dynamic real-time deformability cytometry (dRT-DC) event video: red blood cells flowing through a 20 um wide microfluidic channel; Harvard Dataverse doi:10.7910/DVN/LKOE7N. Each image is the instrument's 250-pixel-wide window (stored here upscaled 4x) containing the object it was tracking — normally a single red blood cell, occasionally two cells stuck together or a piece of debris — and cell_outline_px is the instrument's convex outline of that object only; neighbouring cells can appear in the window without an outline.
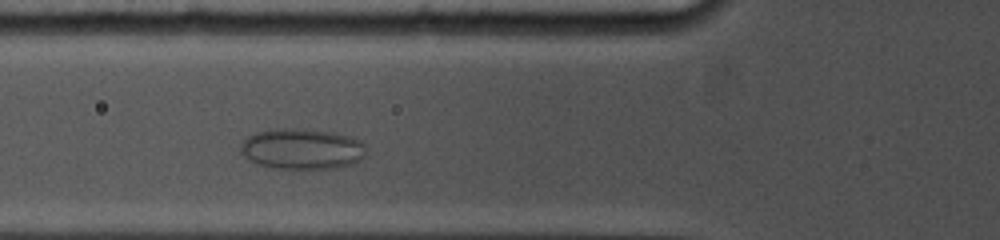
{"species": "common noctule bat (a hibernating species)", "species_latin": "Nyctalus noctula", "temperature_condition": "cold", "stored_images_in_passage": 30, "camera_frame_rate_fps": 5000, "um_per_image_px": 0.085, "animal": {"sex": "female", "body_mass_g": 19.0, "forearm_length_mm": 53.3}, "frame": {"image": 1, "passage_image": 8, "time_ms": 3.0, "image_size_px": [1000, 240], "cell_outline_px": [[368, 152], [360, 160], [352, 164], [332, 168], [264, 168], [248, 160], [244, 156], [240, 148], [240, 144], [248, 136], [256, 132], [276, 128], [300, 128], [332, 132], [348, 136], [360, 140], [368, 148]], "centroid_in_image_um": [25.66, 12.65], "position_along_channel_um": 100.1, "area_um2": 30.17}}
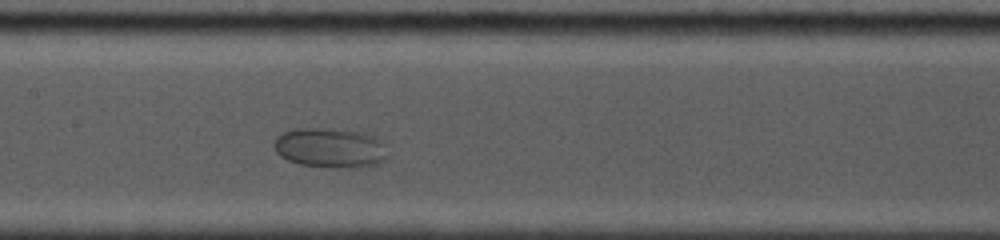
{"frame": {"image": 2, "passage_image": 13, "time_ms": 5.2, "image_size_px": [1000, 240], "cell_outline_px": [[388, 156], [380, 164], [300, 164], [288, 160], [280, 156], [276, 152], [272, 144], [276, 136], [292, 128], [328, 128], [356, 132], [380, 140], [384, 144]], "centroid_in_image_um": [27.96, 12.5], "position_along_channel_um": 179.4, "area_um2": 25.03}}
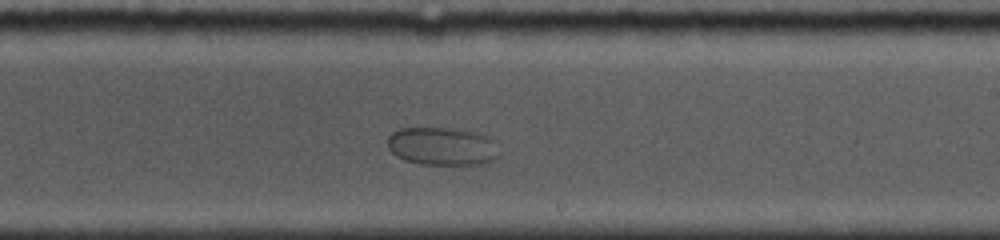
{"frame": {"image": 3, "passage_image": 18, "time_ms": 7.2, "image_size_px": [1000, 240], "cell_outline_px": [[500, 156], [496, 160], [484, 164], [420, 164], [404, 160], [396, 156], [388, 148], [388, 136], [392, 132], [400, 128], [452, 128], [480, 132], [492, 136]], "centroid_in_image_um": [37.64, 12.43], "position_along_channel_um": 251.4, "area_um2": 25.26}}